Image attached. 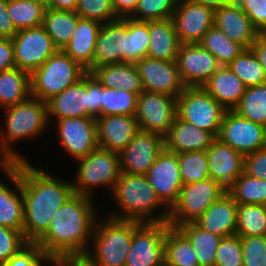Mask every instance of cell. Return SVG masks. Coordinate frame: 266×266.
<instances>
[{"mask_svg": "<svg viewBox=\"0 0 266 266\" xmlns=\"http://www.w3.org/2000/svg\"><path fill=\"white\" fill-rule=\"evenodd\" d=\"M24 200L23 236L35 243L49 228L56 211L74 194L73 182L61 180L42 167L20 162Z\"/></svg>", "mask_w": 266, "mask_h": 266, "instance_id": "6da1fadb", "label": "cell"}, {"mask_svg": "<svg viewBox=\"0 0 266 266\" xmlns=\"http://www.w3.org/2000/svg\"><path fill=\"white\" fill-rule=\"evenodd\" d=\"M92 199L75 193L56 211L47 231L35 242L47 256L86 254L98 219Z\"/></svg>", "mask_w": 266, "mask_h": 266, "instance_id": "7a4b0ae2", "label": "cell"}, {"mask_svg": "<svg viewBox=\"0 0 266 266\" xmlns=\"http://www.w3.org/2000/svg\"><path fill=\"white\" fill-rule=\"evenodd\" d=\"M112 196L119 211L110 212L109 217L140 223L168 222L169 209L157 197L146 175L121 173ZM161 207L164 212L154 215Z\"/></svg>", "mask_w": 266, "mask_h": 266, "instance_id": "3957f363", "label": "cell"}, {"mask_svg": "<svg viewBox=\"0 0 266 266\" xmlns=\"http://www.w3.org/2000/svg\"><path fill=\"white\" fill-rule=\"evenodd\" d=\"M6 113L5 130H0V154L10 163L27 161L12 147V142L39 137L48 129L47 102L30 96L27 100L3 108ZM42 133V134H41Z\"/></svg>", "mask_w": 266, "mask_h": 266, "instance_id": "277c9868", "label": "cell"}, {"mask_svg": "<svg viewBox=\"0 0 266 266\" xmlns=\"http://www.w3.org/2000/svg\"><path fill=\"white\" fill-rule=\"evenodd\" d=\"M132 237V220L109 216L103 223L96 220L91 247L83 257L93 266H125Z\"/></svg>", "mask_w": 266, "mask_h": 266, "instance_id": "5b68a950", "label": "cell"}, {"mask_svg": "<svg viewBox=\"0 0 266 266\" xmlns=\"http://www.w3.org/2000/svg\"><path fill=\"white\" fill-rule=\"evenodd\" d=\"M86 72L63 50H58L30 74L31 96L47 102L77 83Z\"/></svg>", "mask_w": 266, "mask_h": 266, "instance_id": "8992f818", "label": "cell"}, {"mask_svg": "<svg viewBox=\"0 0 266 266\" xmlns=\"http://www.w3.org/2000/svg\"><path fill=\"white\" fill-rule=\"evenodd\" d=\"M77 160L76 179L72 183L75 193L92 197V189L99 186H108L113 192L122 173L119 153L98 147Z\"/></svg>", "mask_w": 266, "mask_h": 266, "instance_id": "52a82bcc", "label": "cell"}, {"mask_svg": "<svg viewBox=\"0 0 266 266\" xmlns=\"http://www.w3.org/2000/svg\"><path fill=\"white\" fill-rule=\"evenodd\" d=\"M226 111L203 87H186L177 97V116L216 137Z\"/></svg>", "mask_w": 266, "mask_h": 266, "instance_id": "ba28073f", "label": "cell"}, {"mask_svg": "<svg viewBox=\"0 0 266 266\" xmlns=\"http://www.w3.org/2000/svg\"><path fill=\"white\" fill-rule=\"evenodd\" d=\"M226 192L227 189L212 178L183 185L177 202L169 210L167 223L176 228L184 223L195 222Z\"/></svg>", "mask_w": 266, "mask_h": 266, "instance_id": "9c48e42d", "label": "cell"}, {"mask_svg": "<svg viewBox=\"0 0 266 266\" xmlns=\"http://www.w3.org/2000/svg\"><path fill=\"white\" fill-rule=\"evenodd\" d=\"M167 222L133 221V237L125 266H165Z\"/></svg>", "mask_w": 266, "mask_h": 266, "instance_id": "30bf717a", "label": "cell"}, {"mask_svg": "<svg viewBox=\"0 0 266 266\" xmlns=\"http://www.w3.org/2000/svg\"><path fill=\"white\" fill-rule=\"evenodd\" d=\"M177 116V97L142 91L137 98L135 118L141 131L168 133Z\"/></svg>", "mask_w": 266, "mask_h": 266, "instance_id": "8fae6325", "label": "cell"}, {"mask_svg": "<svg viewBox=\"0 0 266 266\" xmlns=\"http://www.w3.org/2000/svg\"><path fill=\"white\" fill-rule=\"evenodd\" d=\"M12 41L16 67L30 74L58 51L42 25L18 30Z\"/></svg>", "mask_w": 266, "mask_h": 266, "instance_id": "7c38bea8", "label": "cell"}, {"mask_svg": "<svg viewBox=\"0 0 266 266\" xmlns=\"http://www.w3.org/2000/svg\"><path fill=\"white\" fill-rule=\"evenodd\" d=\"M217 138L244 156L266 147V126L227 110Z\"/></svg>", "mask_w": 266, "mask_h": 266, "instance_id": "4fadbf2b", "label": "cell"}, {"mask_svg": "<svg viewBox=\"0 0 266 266\" xmlns=\"http://www.w3.org/2000/svg\"><path fill=\"white\" fill-rule=\"evenodd\" d=\"M164 149L165 143L162 135L140 130L127 147L119 153L121 172L146 175Z\"/></svg>", "mask_w": 266, "mask_h": 266, "instance_id": "5bb4252c", "label": "cell"}, {"mask_svg": "<svg viewBox=\"0 0 266 266\" xmlns=\"http://www.w3.org/2000/svg\"><path fill=\"white\" fill-rule=\"evenodd\" d=\"M146 177L157 197L170 210L177 202L183 187L178 155L164 149L157 156Z\"/></svg>", "mask_w": 266, "mask_h": 266, "instance_id": "9a60e30c", "label": "cell"}, {"mask_svg": "<svg viewBox=\"0 0 266 266\" xmlns=\"http://www.w3.org/2000/svg\"><path fill=\"white\" fill-rule=\"evenodd\" d=\"M175 61L186 87H202L221 67L218 60L199 43L180 44Z\"/></svg>", "mask_w": 266, "mask_h": 266, "instance_id": "2e32d148", "label": "cell"}, {"mask_svg": "<svg viewBox=\"0 0 266 266\" xmlns=\"http://www.w3.org/2000/svg\"><path fill=\"white\" fill-rule=\"evenodd\" d=\"M171 19L180 44H194L214 25V11L195 0L179 1Z\"/></svg>", "mask_w": 266, "mask_h": 266, "instance_id": "e0dca14e", "label": "cell"}, {"mask_svg": "<svg viewBox=\"0 0 266 266\" xmlns=\"http://www.w3.org/2000/svg\"><path fill=\"white\" fill-rule=\"evenodd\" d=\"M135 65L137 66L144 91L178 97L186 88L175 60L166 61L144 57Z\"/></svg>", "mask_w": 266, "mask_h": 266, "instance_id": "ac0fdd59", "label": "cell"}, {"mask_svg": "<svg viewBox=\"0 0 266 266\" xmlns=\"http://www.w3.org/2000/svg\"><path fill=\"white\" fill-rule=\"evenodd\" d=\"M56 124L62 147L76 160L99 147L95 118L69 117L57 120Z\"/></svg>", "mask_w": 266, "mask_h": 266, "instance_id": "d6986e66", "label": "cell"}, {"mask_svg": "<svg viewBox=\"0 0 266 266\" xmlns=\"http://www.w3.org/2000/svg\"><path fill=\"white\" fill-rule=\"evenodd\" d=\"M99 148L120 153L140 131L135 115H106L95 118Z\"/></svg>", "mask_w": 266, "mask_h": 266, "instance_id": "ffe728a7", "label": "cell"}, {"mask_svg": "<svg viewBox=\"0 0 266 266\" xmlns=\"http://www.w3.org/2000/svg\"><path fill=\"white\" fill-rule=\"evenodd\" d=\"M17 190L0 180V225L23 232L24 200L20 179V162L9 164L2 170Z\"/></svg>", "mask_w": 266, "mask_h": 266, "instance_id": "44dd1931", "label": "cell"}, {"mask_svg": "<svg viewBox=\"0 0 266 266\" xmlns=\"http://www.w3.org/2000/svg\"><path fill=\"white\" fill-rule=\"evenodd\" d=\"M124 51H126V17L102 24L95 44L93 67L88 72L105 64L123 63Z\"/></svg>", "mask_w": 266, "mask_h": 266, "instance_id": "7402d4cb", "label": "cell"}, {"mask_svg": "<svg viewBox=\"0 0 266 266\" xmlns=\"http://www.w3.org/2000/svg\"><path fill=\"white\" fill-rule=\"evenodd\" d=\"M209 176L228 189L243 172L244 156L216 138L206 150Z\"/></svg>", "mask_w": 266, "mask_h": 266, "instance_id": "603a6c76", "label": "cell"}, {"mask_svg": "<svg viewBox=\"0 0 266 266\" xmlns=\"http://www.w3.org/2000/svg\"><path fill=\"white\" fill-rule=\"evenodd\" d=\"M89 105V72L74 85L47 101L48 119L57 120L69 117H87ZM54 116V117H52Z\"/></svg>", "mask_w": 266, "mask_h": 266, "instance_id": "cb8c5ba5", "label": "cell"}, {"mask_svg": "<svg viewBox=\"0 0 266 266\" xmlns=\"http://www.w3.org/2000/svg\"><path fill=\"white\" fill-rule=\"evenodd\" d=\"M214 26L246 49H250L252 43L260 35L238 3H231L215 10Z\"/></svg>", "mask_w": 266, "mask_h": 266, "instance_id": "d4e9b609", "label": "cell"}, {"mask_svg": "<svg viewBox=\"0 0 266 266\" xmlns=\"http://www.w3.org/2000/svg\"><path fill=\"white\" fill-rule=\"evenodd\" d=\"M216 138L213 133L201 130L176 116L173 125L164 136V143L165 149L178 154L206 151Z\"/></svg>", "mask_w": 266, "mask_h": 266, "instance_id": "484cf974", "label": "cell"}, {"mask_svg": "<svg viewBox=\"0 0 266 266\" xmlns=\"http://www.w3.org/2000/svg\"><path fill=\"white\" fill-rule=\"evenodd\" d=\"M238 204L226 192L195 221L203 230L221 237L236 235Z\"/></svg>", "mask_w": 266, "mask_h": 266, "instance_id": "4316f807", "label": "cell"}, {"mask_svg": "<svg viewBox=\"0 0 266 266\" xmlns=\"http://www.w3.org/2000/svg\"><path fill=\"white\" fill-rule=\"evenodd\" d=\"M102 24L80 18L76 29L63 51L83 68L89 71L93 67L95 44Z\"/></svg>", "mask_w": 266, "mask_h": 266, "instance_id": "83f0119b", "label": "cell"}, {"mask_svg": "<svg viewBox=\"0 0 266 266\" xmlns=\"http://www.w3.org/2000/svg\"><path fill=\"white\" fill-rule=\"evenodd\" d=\"M226 110H233L246 86L227 66H221L202 86Z\"/></svg>", "mask_w": 266, "mask_h": 266, "instance_id": "f1b7e54d", "label": "cell"}, {"mask_svg": "<svg viewBox=\"0 0 266 266\" xmlns=\"http://www.w3.org/2000/svg\"><path fill=\"white\" fill-rule=\"evenodd\" d=\"M91 73L104 87L121 88L137 95L143 91L137 66L133 63L105 64L94 68Z\"/></svg>", "mask_w": 266, "mask_h": 266, "instance_id": "f546056e", "label": "cell"}, {"mask_svg": "<svg viewBox=\"0 0 266 266\" xmlns=\"http://www.w3.org/2000/svg\"><path fill=\"white\" fill-rule=\"evenodd\" d=\"M147 57L166 61L176 60L180 42L171 18L149 21Z\"/></svg>", "mask_w": 266, "mask_h": 266, "instance_id": "4dcf8cb0", "label": "cell"}, {"mask_svg": "<svg viewBox=\"0 0 266 266\" xmlns=\"http://www.w3.org/2000/svg\"><path fill=\"white\" fill-rule=\"evenodd\" d=\"M80 18L75 11L46 8L42 26L58 50H63L69 43Z\"/></svg>", "mask_w": 266, "mask_h": 266, "instance_id": "1f68e13d", "label": "cell"}, {"mask_svg": "<svg viewBox=\"0 0 266 266\" xmlns=\"http://www.w3.org/2000/svg\"><path fill=\"white\" fill-rule=\"evenodd\" d=\"M191 243L199 266H215L216 252L223 237L201 229L195 222L176 227Z\"/></svg>", "mask_w": 266, "mask_h": 266, "instance_id": "d6a6232c", "label": "cell"}, {"mask_svg": "<svg viewBox=\"0 0 266 266\" xmlns=\"http://www.w3.org/2000/svg\"><path fill=\"white\" fill-rule=\"evenodd\" d=\"M31 96L30 73L14 67L0 72V106L16 105Z\"/></svg>", "mask_w": 266, "mask_h": 266, "instance_id": "836d02e7", "label": "cell"}, {"mask_svg": "<svg viewBox=\"0 0 266 266\" xmlns=\"http://www.w3.org/2000/svg\"><path fill=\"white\" fill-rule=\"evenodd\" d=\"M165 266H199L197 255L189 240L174 227L165 234Z\"/></svg>", "mask_w": 266, "mask_h": 266, "instance_id": "e575fe53", "label": "cell"}, {"mask_svg": "<svg viewBox=\"0 0 266 266\" xmlns=\"http://www.w3.org/2000/svg\"><path fill=\"white\" fill-rule=\"evenodd\" d=\"M199 44L205 47L221 66L229 65L246 49L240 43L232 41L214 25L203 35Z\"/></svg>", "mask_w": 266, "mask_h": 266, "instance_id": "d590c367", "label": "cell"}, {"mask_svg": "<svg viewBox=\"0 0 266 266\" xmlns=\"http://www.w3.org/2000/svg\"><path fill=\"white\" fill-rule=\"evenodd\" d=\"M149 42V21H137L126 17L124 62L136 64L142 58L147 57Z\"/></svg>", "mask_w": 266, "mask_h": 266, "instance_id": "8d00e7d4", "label": "cell"}, {"mask_svg": "<svg viewBox=\"0 0 266 266\" xmlns=\"http://www.w3.org/2000/svg\"><path fill=\"white\" fill-rule=\"evenodd\" d=\"M237 204L266 206V179H258L244 171L227 189Z\"/></svg>", "mask_w": 266, "mask_h": 266, "instance_id": "74e56055", "label": "cell"}, {"mask_svg": "<svg viewBox=\"0 0 266 266\" xmlns=\"http://www.w3.org/2000/svg\"><path fill=\"white\" fill-rule=\"evenodd\" d=\"M233 110L245 119L266 126V82L246 87L239 104Z\"/></svg>", "mask_w": 266, "mask_h": 266, "instance_id": "f35d334b", "label": "cell"}, {"mask_svg": "<svg viewBox=\"0 0 266 266\" xmlns=\"http://www.w3.org/2000/svg\"><path fill=\"white\" fill-rule=\"evenodd\" d=\"M236 235L240 237L266 235V206L238 204Z\"/></svg>", "mask_w": 266, "mask_h": 266, "instance_id": "ab89813d", "label": "cell"}, {"mask_svg": "<svg viewBox=\"0 0 266 266\" xmlns=\"http://www.w3.org/2000/svg\"><path fill=\"white\" fill-rule=\"evenodd\" d=\"M246 87L256 86L266 82L263 66L255 53L245 49L240 55L227 65Z\"/></svg>", "mask_w": 266, "mask_h": 266, "instance_id": "60d3db41", "label": "cell"}, {"mask_svg": "<svg viewBox=\"0 0 266 266\" xmlns=\"http://www.w3.org/2000/svg\"><path fill=\"white\" fill-rule=\"evenodd\" d=\"M7 10L17 30L42 25L45 8L35 0H7Z\"/></svg>", "mask_w": 266, "mask_h": 266, "instance_id": "b9f144b4", "label": "cell"}, {"mask_svg": "<svg viewBox=\"0 0 266 266\" xmlns=\"http://www.w3.org/2000/svg\"><path fill=\"white\" fill-rule=\"evenodd\" d=\"M138 95L121 88L102 89L101 116L106 115H135Z\"/></svg>", "mask_w": 266, "mask_h": 266, "instance_id": "7bdbcfd3", "label": "cell"}, {"mask_svg": "<svg viewBox=\"0 0 266 266\" xmlns=\"http://www.w3.org/2000/svg\"><path fill=\"white\" fill-rule=\"evenodd\" d=\"M177 155L183 185L210 178L206 151L185 152Z\"/></svg>", "mask_w": 266, "mask_h": 266, "instance_id": "ee69618b", "label": "cell"}, {"mask_svg": "<svg viewBox=\"0 0 266 266\" xmlns=\"http://www.w3.org/2000/svg\"><path fill=\"white\" fill-rule=\"evenodd\" d=\"M177 0H138L131 19L137 21H154L172 18Z\"/></svg>", "mask_w": 266, "mask_h": 266, "instance_id": "f6af8a7d", "label": "cell"}, {"mask_svg": "<svg viewBox=\"0 0 266 266\" xmlns=\"http://www.w3.org/2000/svg\"><path fill=\"white\" fill-rule=\"evenodd\" d=\"M75 12L84 19L101 24L118 19L113 10L112 0H78Z\"/></svg>", "mask_w": 266, "mask_h": 266, "instance_id": "bcb514c9", "label": "cell"}, {"mask_svg": "<svg viewBox=\"0 0 266 266\" xmlns=\"http://www.w3.org/2000/svg\"><path fill=\"white\" fill-rule=\"evenodd\" d=\"M215 266H243L242 244L239 235L221 239L216 252Z\"/></svg>", "mask_w": 266, "mask_h": 266, "instance_id": "7dc6e473", "label": "cell"}, {"mask_svg": "<svg viewBox=\"0 0 266 266\" xmlns=\"http://www.w3.org/2000/svg\"><path fill=\"white\" fill-rule=\"evenodd\" d=\"M243 266H266V235L240 237Z\"/></svg>", "mask_w": 266, "mask_h": 266, "instance_id": "c3c4849f", "label": "cell"}, {"mask_svg": "<svg viewBox=\"0 0 266 266\" xmlns=\"http://www.w3.org/2000/svg\"><path fill=\"white\" fill-rule=\"evenodd\" d=\"M28 243L22 231L0 225V266H3Z\"/></svg>", "mask_w": 266, "mask_h": 266, "instance_id": "681fc988", "label": "cell"}, {"mask_svg": "<svg viewBox=\"0 0 266 266\" xmlns=\"http://www.w3.org/2000/svg\"><path fill=\"white\" fill-rule=\"evenodd\" d=\"M47 255L36 243H28L3 266H39Z\"/></svg>", "mask_w": 266, "mask_h": 266, "instance_id": "f907efd6", "label": "cell"}, {"mask_svg": "<svg viewBox=\"0 0 266 266\" xmlns=\"http://www.w3.org/2000/svg\"><path fill=\"white\" fill-rule=\"evenodd\" d=\"M238 4L260 34H266V0H239Z\"/></svg>", "mask_w": 266, "mask_h": 266, "instance_id": "816d5d0a", "label": "cell"}, {"mask_svg": "<svg viewBox=\"0 0 266 266\" xmlns=\"http://www.w3.org/2000/svg\"><path fill=\"white\" fill-rule=\"evenodd\" d=\"M243 171L258 179H266V147L244 155Z\"/></svg>", "mask_w": 266, "mask_h": 266, "instance_id": "f5cc1de1", "label": "cell"}, {"mask_svg": "<svg viewBox=\"0 0 266 266\" xmlns=\"http://www.w3.org/2000/svg\"><path fill=\"white\" fill-rule=\"evenodd\" d=\"M104 86L89 72L88 118L101 117L102 89Z\"/></svg>", "mask_w": 266, "mask_h": 266, "instance_id": "db71d44e", "label": "cell"}, {"mask_svg": "<svg viewBox=\"0 0 266 266\" xmlns=\"http://www.w3.org/2000/svg\"><path fill=\"white\" fill-rule=\"evenodd\" d=\"M16 67L12 38H0V72Z\"/></svg>", "mask_w": 266, "mask_h": 266, "instance_id": "11a10c76", "label": "cell"}, {"mask_svg": "<svg viewBox=\"0 0 266 266\" xmlns=\"http://www.w3.org/2000/svg\"><path fill=\"white\" fill-rule=\"evenodd\" d=\"M17 32L8 14L7 0H0V38H12Z\"/></svg>", "mask_w": 266, "mask_h": 266, "instance_id": "9f6ffc18", "label": "cell"}, {"mask_svg": "<svg viewBox=\"0 0 266 266\" xmlns=\"http://www.w3.org/2000/svg\"><path fill=\"white\" fill-rule=\"evenodd\" d=\"M137 4L138 0H112L113 10L118 18L130 17Z\"/></svg>", "mask_w": 266, "mask_h": 266, "instance_id": "6f0895ef", "label": "cell"}, {"mask_svg": "<svg viewBox=\"0 0 266 266\" xmlns=\"http://www.w3.org/2000/svg\"><path fill=\"white\" fill-rule=\"evenodd\" d=\"M251 50L257 56L259 63L263 66L266 75V34H260L252 43Z\"/></svg>", "mask_w": 266, "mask_h": 266, "instance_id": "680465c9", "label": "cell"}, {"mask_svg": "<svg viewBox=\"0 0 266 266\" xmlns=\"http://www.w3.org/2000/svg\"><path fill=\"white\" fill-rule=\"evenodd\" d=\"M78 0H52V9L75 11Z\"/></svg>", "mask_w": 266, "mask_h": 266, "instance_id": "91938a15", "label": "cell"}, {"mask_svg": "<svg viewBox=\"0 0 266 266\" xmlns=\"http://www.w3.org/2000/svg\"><path fill=\"white\" fill-rule=\"evenodd\" d=\"M197 3L212 9L213 11L231 4L229 0H195Z\"/></svg>", "mask_w": 266, "mask_h": 266, "instance_id": "94428289", "label": "cell"}, {"mask_svg": "<svg viewBox=\"0 0 266 266\" xmlns=\"http://www.w3.org/2000/svg\"><path fill=\"white\" fill-rule=\"evenodd\" d=\"M46 262L51 263L52 266H68V256H47ZM44 261H42L39 266H43Z\"/></svg>", "mask_w": 266, "mask_h": 266, "instance_id": "6125c7cd", "label": "cell"}, {"mask_svg": "<svg viewBox=\"0 0 266 266\" xmlns=\"http://www.w3.org/2000/svg\"><path fill=\"white\" fill-rule=\"evenodd\" d=\"M68 266H93L84 257H68Z\"/></svg>", "mask_w": 266, "mask_h": 266, "instance_id": "be15d7a7", "label": "cell"}, {"mask_svg": "<svg viewBox=\"0 0 266 266\" xmlns=\"http://www.w3.org/2000/svg\"><path fill=\"white\" fill-rule=\"evenodd\" d=\"M37 3L41 4L45 9H52V0H35Z\"/></svg>", "mask_w": 266, "mask_h": 266, "instance_id": "e7e4bbea", "label": "cell"}, {"mask_svg": "<svg viewBox=\"0 0 266 266\" xmlns=\"http://www.w3.org/2000/svg\"><path fill=\"white\" fill-rule=\"evenodd\" d=\"M10 163L0 154V169H4L7 167Z\"/></svg>", "mask_w": 266, "mask_h": 266, "instance_id": "03108f58", "label": "cell"}, {"mask_svg": "<svg viewBox=\"0 0 266 266\" xmlns=\"http://www.w3.org/2000/svg\"><path fill=\"white\" fill-rule=\"evenodd\" d=\"M231 3H238L239 0H229Z\"/></svg>", "mask_w": 266, "mask_h": 266, "instance_id": "003e7915", "label": "cell"}]
</instances>
